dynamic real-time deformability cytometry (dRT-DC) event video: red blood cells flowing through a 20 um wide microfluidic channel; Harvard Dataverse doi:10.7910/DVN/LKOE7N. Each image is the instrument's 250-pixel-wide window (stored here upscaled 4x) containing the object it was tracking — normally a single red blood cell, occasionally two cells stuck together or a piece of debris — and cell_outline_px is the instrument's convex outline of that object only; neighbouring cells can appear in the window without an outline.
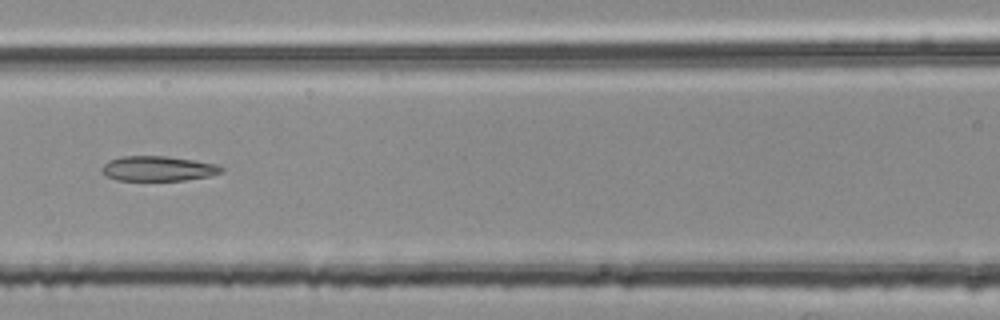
{"species": "common noctule bat (a hibernating species)", "species_latin": "Nyctalus noctula", "temperature_condition": "room temperature", "stored_images_in_passage": 54, "segment_of_instrument_passage": [2, 2], "camera_frame_rate_fps": 3000, "um_per_image_px": 0.085, "animal": {"sex": "female", "body_mass_g": 25.1}, "frame": {"image": 1, "passage_image": 24, "time_ms": 7.667, "image_size_px": [1000, 320], "cell_outline_px": [[224, 172], [208, 176], [184, 180], [116, 180], [104, 176], [100, 172], [100, 168], [108, 160], [120, 156], [164, 156], [192, 160], [216, 164], [224, 168]], "centroid_in_image_um": [13.37, 14.33], "position_along_channel_um": 153.2, "area_um2": 17.46}}
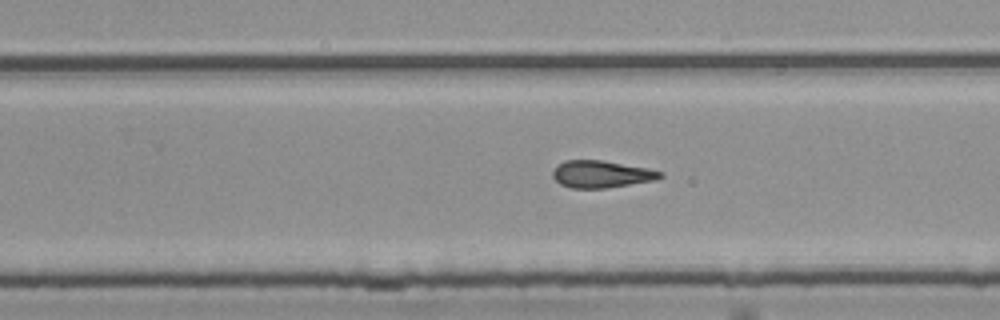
{"frame": {"image": 2, "passage_image": 34, "time_ms": 11.0, "image_size_px": [1000, 320], "cell_outline_px": [[664, 176], [652, 180], [604, 188], [572, 188], [560, 184], [552, 176], [552, 172], [556, 164], [564, 160], [604, 160], [648, 168], [664, 172]], "centroid_in_image_um": [51.08, 14.78], "position_along_channel_um": 278.7, "area_um2": 16.99}}
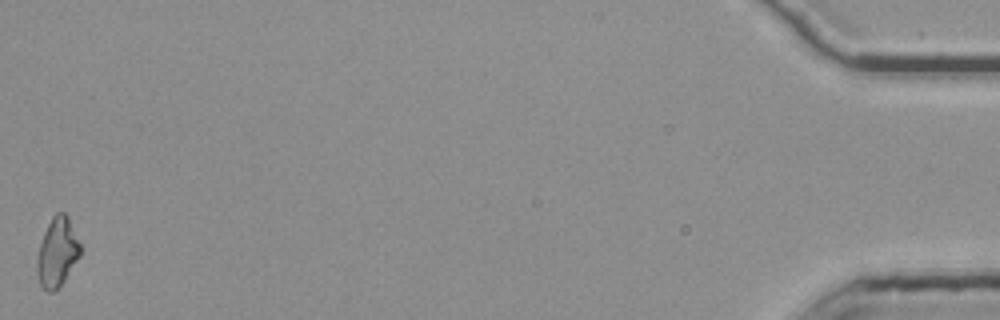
{"frame": {"image": 3, "passage_image": 54, "time_ms": 17.667, "image_size_px": [1000, 320], "cell_outline_px": [[80, 256], [64, 280], [52, 292], [48, 292], [40, 284], [36, 272], [36, 260], [40, 244], [44, 232], [52, 216], [56, 212], [64, 212], [68, 216], [80, 244]], "centroid_in_image_um": [4.85, 21.42], "position_along_channel_um": 430.4, "area_um2": 17.22}}